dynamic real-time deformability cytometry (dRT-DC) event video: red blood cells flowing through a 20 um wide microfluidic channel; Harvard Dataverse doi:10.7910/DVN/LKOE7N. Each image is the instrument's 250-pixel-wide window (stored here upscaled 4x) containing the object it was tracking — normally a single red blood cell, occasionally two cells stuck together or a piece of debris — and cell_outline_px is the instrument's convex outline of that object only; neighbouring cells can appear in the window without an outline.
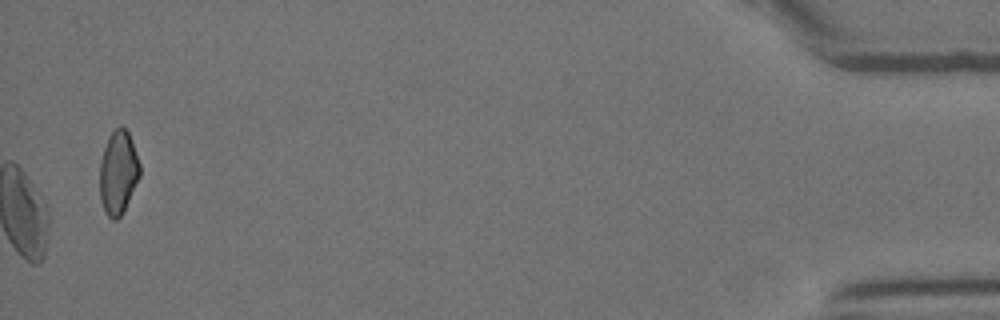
{"species": "Egyptian fruit bat (a non-hibernating species)", "species_latin": "Rousettus aegyptiacus", "temperature_condition": "room temperature", "stored_images_in_passage": 45, "camera_frame_rate_fps": 3000, "um_per_image_px": 0.085, "animal": {"sex": "female"}, "frame": {"image": 1, "passage_image": 45, "time_ms": 14.667, "image_size_px": [1000, 320], "cell_outline_px": [[140, 176], [120, 216], [116, 220], [112, 220], [104, 212], [100, 200], [100, 160], [108, 136], [120, 124], [128, 132], [132, 140], [140, 164]], "centroid_in_image_um": [10.03, 14.64], "position_along_channel_um": 425.2, "area_um2": 19.48}}